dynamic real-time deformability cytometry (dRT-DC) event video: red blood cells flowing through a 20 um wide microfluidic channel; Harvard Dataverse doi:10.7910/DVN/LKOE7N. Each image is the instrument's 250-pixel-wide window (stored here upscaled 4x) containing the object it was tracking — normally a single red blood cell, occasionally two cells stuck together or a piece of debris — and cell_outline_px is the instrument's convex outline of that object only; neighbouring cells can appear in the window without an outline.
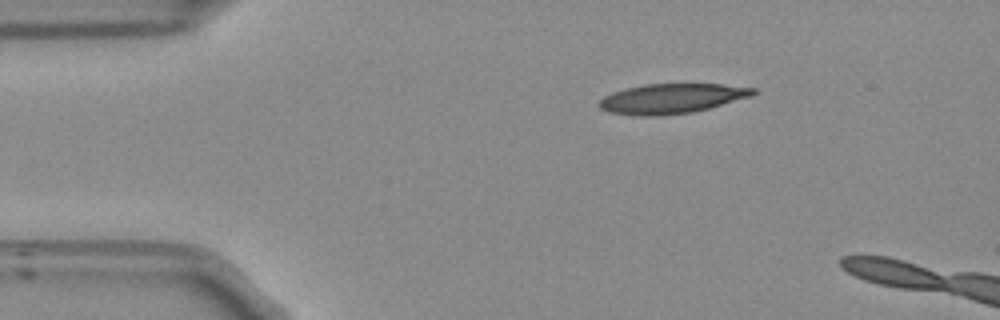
{"species": "Egyptian fruit bat (a non-hibernating species)", "species_latin": "Rousettus aegyptiacus", "temperature_condition": "room temperature", "stored_images_in_passage": 40, "camera_frame_rate_fps": 3000, "um_per_image_px": 0.085, "frame": {"image": 1, "passage_image": 1, "time_ms": 0.0, "image_size_px": [1000, 320], "cell_outline_px": [[756, 92], [748, 96], [708, 108], [692, 112], [652, 116], [640, 116], [608, 112], [600, 108], [600, 100], [604, 96], [612, 92], [624, 88], [644, 84], [720, 84], [756, 88]], "centroid_in_image_um": [57.02, 8.37], "position_along_channel_um": 28.0, "area_um2": 26.36}}
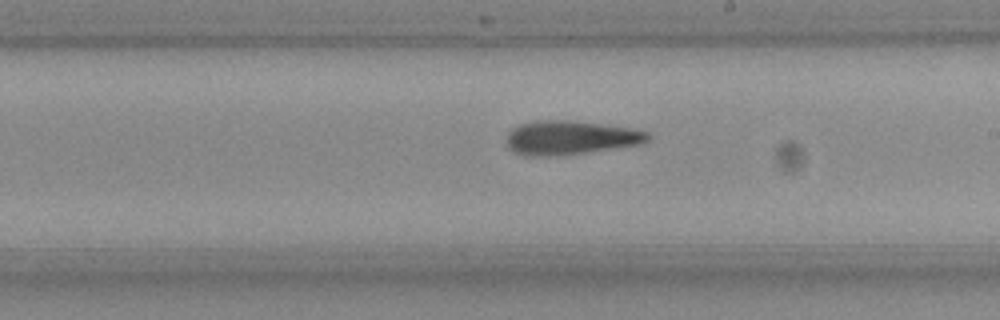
{"frame": {"image": 2, "passage_image": 22, "time_ms": 7.0, "image_size_px": [1000, 320], "cell_outline_px": [[652, 136], [648, 140], [640, 144], [584, 152], [532, 156], [524, 156], [508, 148], [504, 140], [508, 132], [512, 128], [520, 124], [536, 120], [572, 120], [636, 128], [648, 132]], "centroid_in_image_um": [48.46, 11.67], "position_along_channel_um": 240.5, "area_um2": 27.92}}
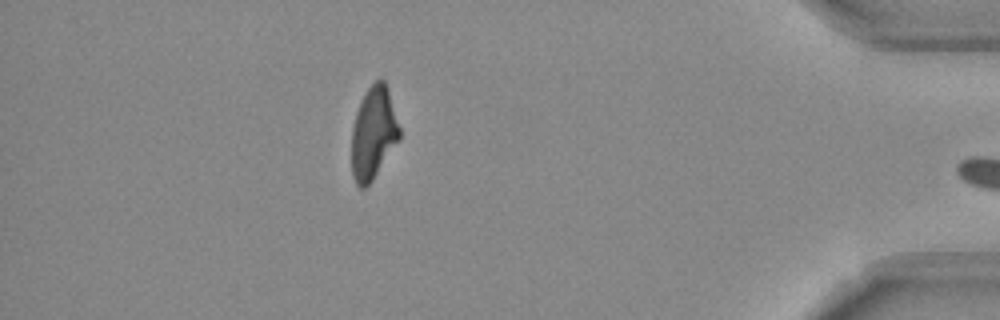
{"frame": {"image": 3, "passage_image": 39, "time_ms": 12.667, "image_size_px": [1000, 320], "cell_outline_px": [[400, 140], [372, 180], [364, 188], [360, 188], [356, 184], [352, 172], [352, 128], [356, 112], [364, 92], [376, 80], [384, 80], [388, 88], [400, 128]], "centroid_in_image_um": [31.75, 11.3], "position_along_channel_um": 403.5, "area_um2": 25.72}, "authors_computed_cell_mechanics": {"area_um2": 27.8018, "velocity_mm_per_s": 3.7628, "shape_relaxation_time_tau1_ms": null, "shape_relaxation_time_tau2_ms": 8.9475, "deformation_change_tau1": null, "deformation_change_tau2": 0.2382}}